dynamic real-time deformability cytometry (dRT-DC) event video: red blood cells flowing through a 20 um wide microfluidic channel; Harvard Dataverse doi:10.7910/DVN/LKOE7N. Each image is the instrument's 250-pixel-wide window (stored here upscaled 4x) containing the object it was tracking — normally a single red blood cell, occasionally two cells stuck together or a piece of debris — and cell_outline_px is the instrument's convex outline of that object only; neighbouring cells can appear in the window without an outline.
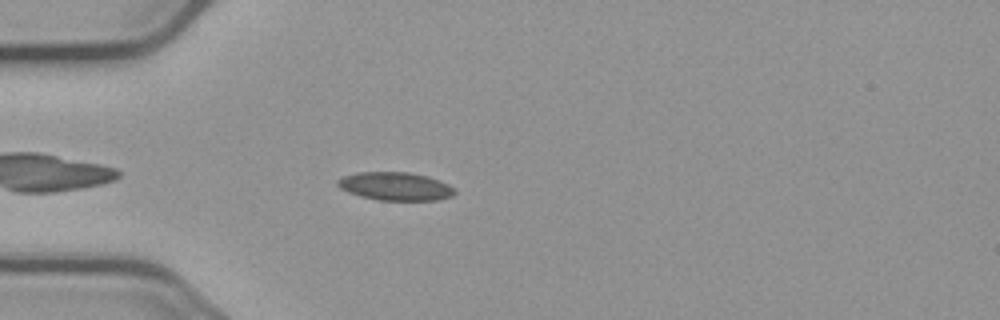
{"species": "common noctule bat (a hibernating species)", "species_latin": "Nyctalus noctula", "temperature_condition": "cold", "stored_images_in_passage": 45, "camera_frame_rate_fps": 3000, "um_per_image_px": 0.085, "animal": {"sex": "male", "body_mass_g": 23.1, "forearm_length_mm": 52.7}, "frame": {"image": 1, "passage_image": 5, "time_ms": 1.333, "image_size_px": [1000, 320], "cell_outline_px": [[456, 192], [452, 196], [436, 200], [376, 200], [360, 196], [348, 192], [340, 188], [336, 184], [336, 180], [344, 176], [356, 172], [408, 172], [428, 176], [440, 180], [456, 188]], "centroid_in_image_um": [33.61, 15.83], "position_along_channel_um": 51.4, "area_um2": 19.42}}
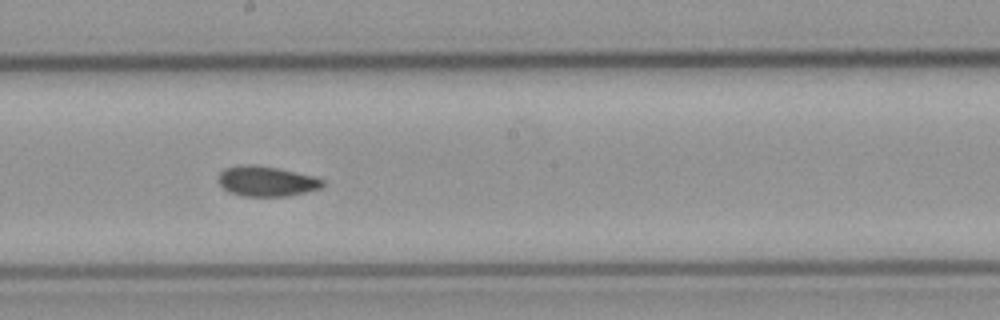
{"frame": {"image": 2, "passage_image": 20, "time_ms": 6.333, "image_size_px": [1000, 320], "cell_outline_px": [[324, 188], [288, 196], [244, 196], [228, 192], [216, 180], [220, 172], [224, 168], [248, 164], [252, 164], [276, 168], [316, 176], [324, 180]], "centroid_in_image_um": [22.67, 15.41], "position_along_channel_um": 225.5, "area_um2": 18.5}}
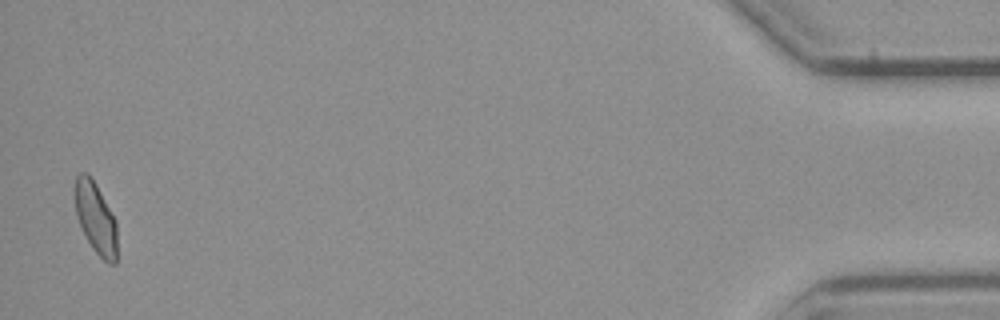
{"frame": {"image": 3, "passage_image": 44, "time_ms": 14.333, "image_size_px": [1000, 320], "cell_outline_px": [[116, 264], [108, 264], [92, 248], [80, 224], [76, 212], [76, 176], [80, 172], [88, 172], [96, 184], [116, 220]], "centroid_in_image_um": [8.16, 18.53], "position_along_channel_um": 427.0, "area_um2": 17.17}, "authors_computed_cell_mechanics": {"area_um2": 18.207, "velocity_mm_per_s": 3.6917, "shape_relaxation_time_tau1_ms": null, "shape_relaxation_time_tau2_ms": 2.9976, "deformation_change_tau1": null, "deformation_change_tau2": 0.0656}}